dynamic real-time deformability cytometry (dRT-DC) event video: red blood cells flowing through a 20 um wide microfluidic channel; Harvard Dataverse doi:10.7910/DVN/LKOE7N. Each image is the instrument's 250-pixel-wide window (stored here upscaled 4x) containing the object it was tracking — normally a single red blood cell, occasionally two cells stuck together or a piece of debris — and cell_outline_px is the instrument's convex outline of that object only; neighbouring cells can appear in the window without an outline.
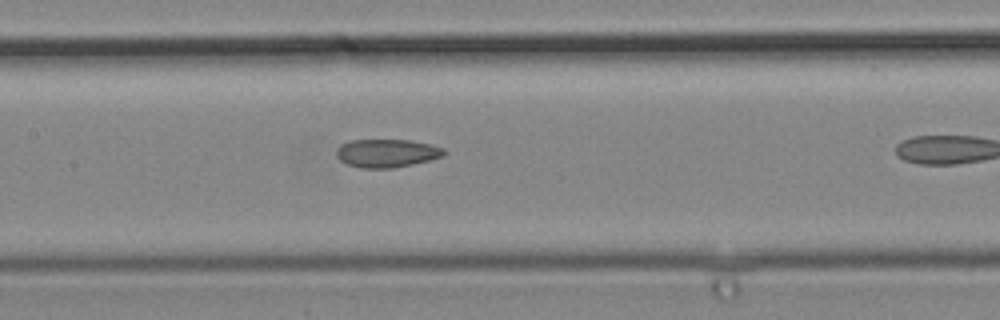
{"species": "common noctule bat (a hibernating species)", "species_latin": "Nyctalus noctula", "temperature_condition": "cold", "stored_images_in_passage": 19, "camera_frame_rate_fps": 3000, "um_per_image_px": 0.085, "animal": {"sex": "male", "body_mass_g": 19.2, "forearm_length_mm": 51.8}, "frame": {"image": 1, "passage_image": 11, "time_ms": 3.333, "image_size_px": [1000, 320], "cell_outline_px": [[448, 152], [444, 156], [412, 164], [392, 168], [360, 168], [348, 164], [340, 160], [336, 156], [336, 152], [340, 144], [348, 140], [412, 140], [444, 148]], "centroid_in_image_um": [32.87, 13.01], "position_along_channel_um": 174.5, "area_um2": 17.74}}
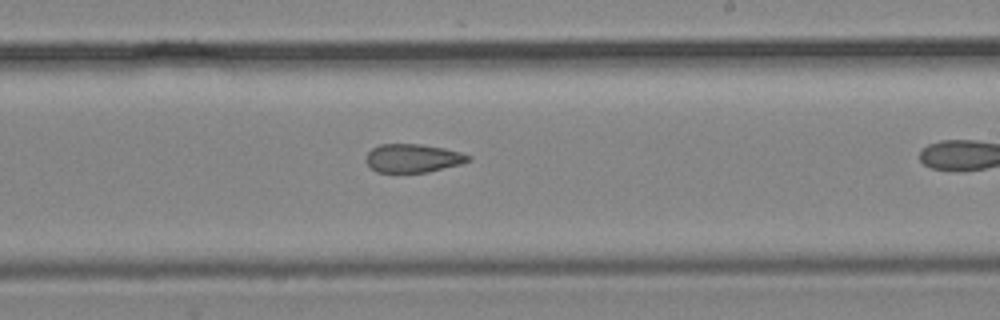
{"frame": {"image": 2, "passage_image": 16, "time_ms": 5.0, "image_size_px": [1000, 320], "cell_outline_px": [[472, 160], [460, 164], [428, 172], [376, 172], [364, 160], [368, 152], [372, 148], [380, 144], [420, 144], [444, 148], [460, 152], [472, 156]], "centroid_in_image_um": [35.1, 13.44], "position_along_channel_um": 253.9, "area_um2": 16.99}}